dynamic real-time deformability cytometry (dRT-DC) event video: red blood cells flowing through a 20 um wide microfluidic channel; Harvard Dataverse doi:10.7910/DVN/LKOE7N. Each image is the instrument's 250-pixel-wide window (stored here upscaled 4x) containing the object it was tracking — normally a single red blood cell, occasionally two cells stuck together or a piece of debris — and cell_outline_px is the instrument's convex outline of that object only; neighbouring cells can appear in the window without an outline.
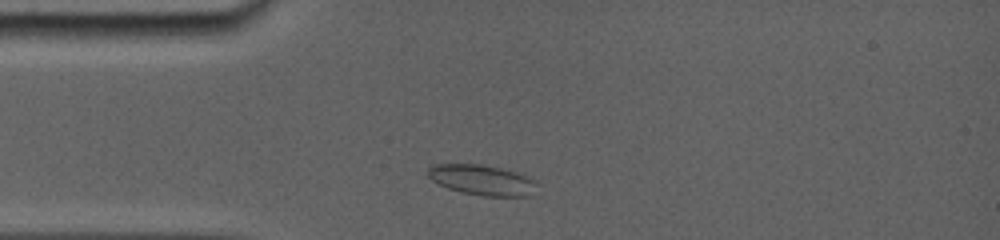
{"species": "common noctule bat (a hibernating species)", "species_latin": "Nyctalus noctula", "temperature_condition": "room temperature", "stored_images_in_passage": 36, "camera_frame_rate_fps": 5000, "um_per_image_px": 0.085, "animal": {"sex": "female", "body_mass_g": 19.0, "forearm_length_mm": 56.7}, "frame": {"image": 1, "passage_image": 3, "time_ms": 1.0, "image_size_px": [1000, 240], "cell_outline_px": [[536, 196], [484, 196], [460, 192], [448, 188], [432, 180], [428, 176], [428, 168], [432, 164], [480, 164], [500, 168], [516, 172], [536, 180]], "centroid_in_image_um": [41.01, 15.31], "position_along_channel_um": 44.0, "area_um2": 19.42}}
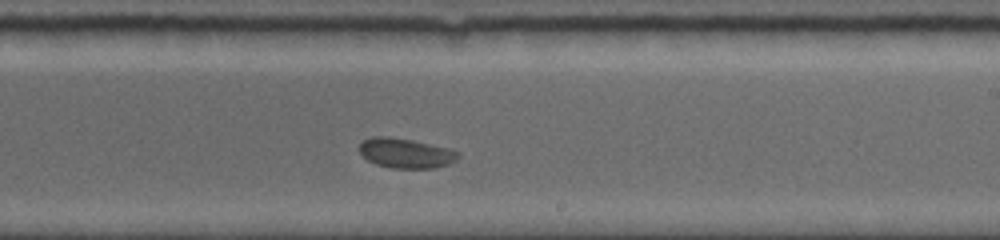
{"frame": {"image": 2, "passage_image": 22, "time_ms": 7.0, "image_size_px": [1000, 240], "cell_outline_px": [[460, 156], [456, 160], [448, 164], [436, 168], [392, 168], [376, 164], [368, 160], [356, 148], [364, 140], [372, 136], [388, 136], [412, 140], [448, 148], [460, 152]], "centroid_in_image_um": [34.48, 13.01], "position_along_channel_um": 254.5, "area_um2": 17.22}}
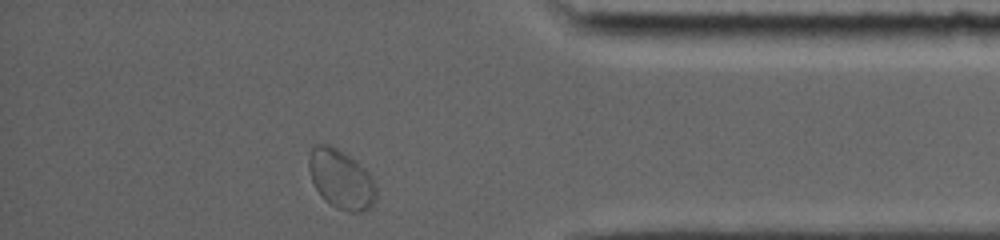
{"frame": {"image": 3, "passage_image": 36, "time_ms": 11.4, "image_size_px": [1000, 240], "cell_outline_px": [[376, 196], [372, 208], [364, 212], [348, 212], [336, 208], [324, 200], [320, 196], [312, 180], [308, 168], [308, 156], [312, 148], [316, 144], [332, 144], [356, 160], [372, 176], [376, 188]], "centroid_in_image_um": [28.99, 15.24], "position_along_channel_um": 406.2, "area_um2": 23.7}, "authors_computed_cell_mechanics": {"area_um2": 17.2533, "velocity_mm_per_s": 3.7286, "shape_relaxation_time_tau1_ms": 2.7781, "shape_relaxation_time_tau2_ms": null, "deformation_change_tau1": 0.0735, "deformation_change_tau2": null}}